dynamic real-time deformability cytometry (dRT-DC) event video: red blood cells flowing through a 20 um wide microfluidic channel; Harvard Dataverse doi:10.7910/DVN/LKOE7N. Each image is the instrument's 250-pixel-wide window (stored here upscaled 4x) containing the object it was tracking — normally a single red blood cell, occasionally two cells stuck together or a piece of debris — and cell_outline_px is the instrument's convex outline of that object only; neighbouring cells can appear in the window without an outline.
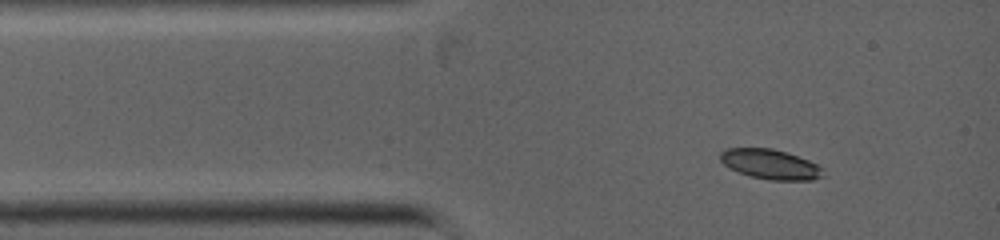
{"species": "common noctule bat (a hibernating species)", "species_latin": "Nyctalus noctula", "temperature_condition": "warm", "stored_images_in_passage": 3, "camera_frame_rate_fps": 5000, "um_per_image_px": 0.085, "animal": {"sex": "female", "body_mass_g": 19.0, "forearm_length_mm": 53.3}, "frame": {"image": 1, "passage_image": 1, "time_ms": 0.0, "image_size_px": [1000, 240], "cell_outline_px": [[824, 176], [812, 180], [768, 180], [752, 176], [728, 168], [720, 160], [720, 152], [728, 148], [772, 148], [808, 160], [824, 168]], "centroid_in_image_um": [65.49, 13.97], "position_along_channel_um": 19.5, "area_um2": 17.8}}